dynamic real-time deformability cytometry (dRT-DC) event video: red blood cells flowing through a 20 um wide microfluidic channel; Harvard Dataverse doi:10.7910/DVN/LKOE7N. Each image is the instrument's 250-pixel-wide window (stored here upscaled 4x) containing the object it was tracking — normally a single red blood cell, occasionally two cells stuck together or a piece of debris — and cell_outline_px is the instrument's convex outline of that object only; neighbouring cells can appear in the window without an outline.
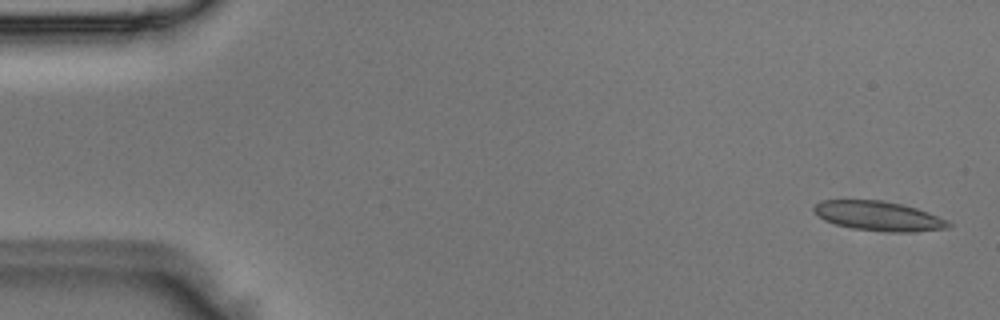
{"species": "Egyptian fruit bat (a non-hibernating species)", "species_latin": "Rousettus aegyptiacus", "temperature_condition": "room temperature", "stored_images_in_passage": 3, "camera_frame_rate_fps": 3000, "um_per_image_px": 0.085, "animal": {"sex": "male"}, "frame": {"image": 1, "passage_image": 1, "time_ms": 0.0, "image_size_px": [1000, 320], "cell_outline_px": [[952, 224], [948, 228], [912, 232], [892, 232], [852, 228], [836, 224], [824, 220], [812, 208], [820, 200], [880, 200], [900, 204], [916, 208], [928, 212], [948, 220]], "centroid_in_image_um": [74.7, 18.36], "position_along_channel_um": 10.3, "area_um2": 22.95}}